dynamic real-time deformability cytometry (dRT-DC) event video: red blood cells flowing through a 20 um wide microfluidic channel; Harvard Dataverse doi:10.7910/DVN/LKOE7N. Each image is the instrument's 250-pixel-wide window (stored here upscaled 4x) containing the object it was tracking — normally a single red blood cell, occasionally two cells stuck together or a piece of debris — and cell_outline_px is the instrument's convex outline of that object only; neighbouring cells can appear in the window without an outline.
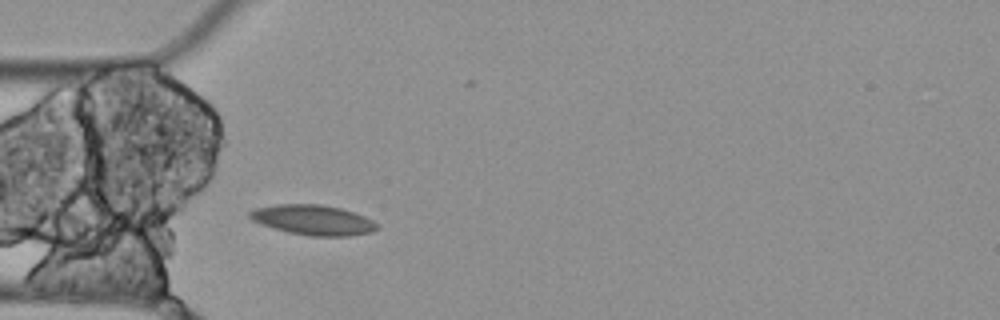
{"species": "Egyptian fruit bat (a non-hibernating species)", "species_latin": "Rousettus aegyptiacus", "temperature_condition": "cold", "stored_images_in_passage": 3, "camera_frame_rate_fps": 3000, "um_per_image_px": 0.085, "animal": {"sex": "female"}, "frame": {"image": 1, "passage_image": 3, "time_ms": 0.667, "image_size_px": [1000, 320], "cell_outline_px": [[380, 228], [372, 232], [352, 236], [308, 236], [288, 232], [272, 228], [260, 224], [252, 220], [248, 216], [248, 212], [256, 208], [276, 204], [320, 204], [340, 208], [364, 216], [380, 224]], "centroid_in_image_um": [26.62, 18.71], "position_along_channel_um": 58.4, "area_um2": 22.54}}